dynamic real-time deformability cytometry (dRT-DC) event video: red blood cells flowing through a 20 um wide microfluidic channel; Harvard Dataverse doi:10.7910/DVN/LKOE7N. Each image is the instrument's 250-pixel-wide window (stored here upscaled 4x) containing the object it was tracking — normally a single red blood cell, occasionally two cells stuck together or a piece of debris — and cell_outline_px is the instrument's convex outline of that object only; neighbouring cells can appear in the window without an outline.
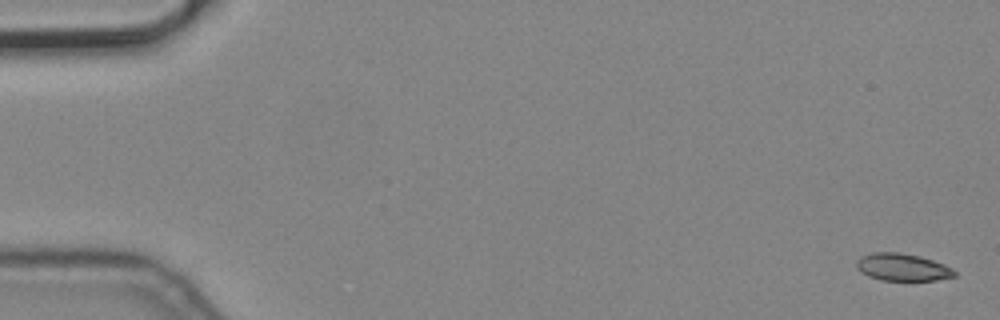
{"species": "common noctule bat (a hibernating species)", "species_latin": "Nyctalus noctula", "temperature_condition": "cold", "stored_images_in_passage": 5, "camera_frame_rate_fps": 3000, "um_per_image_px": 0.085, "animal": {"sex": "male", "body_mass_g": 19.2, "forearm_length_mm": 51.8}, "frame": {"image": 1, "passage_image": 1, "time_ms": 0.0, "image_size_px": [1000, 320], "cell_outline_px": [[956, 276], [936, 280], [880, 280], [868, 276], [860, 272], [856, 268], [856, 260], [860, 256], [872, 252], [900, 252], [932, 260], [944, 264], [952, 268], [956, 272]], "centroid_in_image_um": [76.66, 22.71], "position_along_channel_um": 8.3, "area_um2": 15.66}}
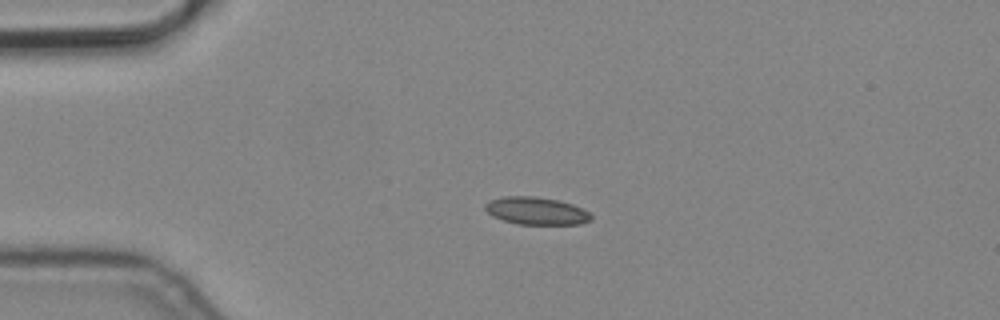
{"frame": {"image": 2, "passage_image": 4, "time_ms": 1.0, "image_size_px": [1000, 320], "cell_outline_px": [[592, 220], [580, 224], [516, 224], [492, 216], [484, 208], [484, 204], [488, 200], [504, 196], [532, 196], [556, 200], [572, 204], [588, 212], [592, 216]], "centroid_in_image_um": [45.55, 17.92], "position_along_channel_um": 39.5, "area_um2": 16.94}}